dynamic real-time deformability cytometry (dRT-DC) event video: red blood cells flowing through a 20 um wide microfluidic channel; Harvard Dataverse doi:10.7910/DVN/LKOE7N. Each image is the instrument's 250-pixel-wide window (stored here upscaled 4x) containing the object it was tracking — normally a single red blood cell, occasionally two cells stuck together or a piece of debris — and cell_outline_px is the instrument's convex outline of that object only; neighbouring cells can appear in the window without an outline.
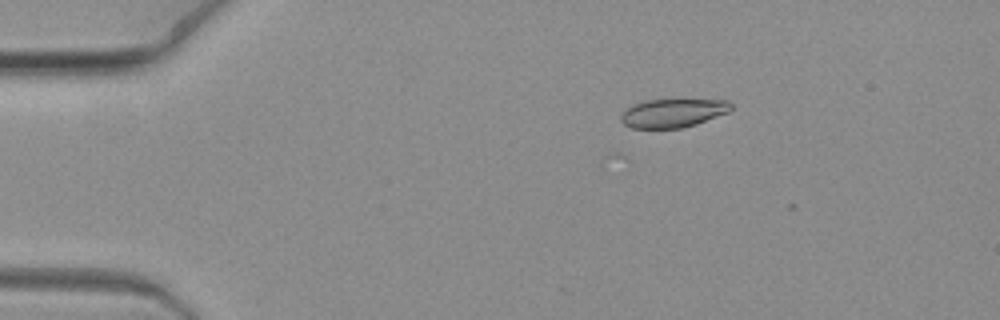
{"species": "common noctule bat (a hibernating species)", "species_latin": "Nyctalus noctula", "temperature_condition": "warm", "stored_images_in_passage": 8, "camera_frame_rate_fps": 3000, "um_per_image_px": 0.085, "animal": {"sex": "female", "body_mass_g": 19.3, "forearm_length_mm": 54.1}, "frame": {"image": 1, "passage_image": 4, "time_ms": 1.0, "image_size_px": [1000, 320], "cell_outline_px": [[732, 108], [728, 112], [696, 124], [680, 128], [632, 128], [624, 124], [620, 120], [620, 116], [632, 104], [644, 100], [728, 100], [732, 104]], "centroid_in_image_um": [57.19, 9.61], "position_along_channel_um": 27.8, "area_um2": 18.21}}